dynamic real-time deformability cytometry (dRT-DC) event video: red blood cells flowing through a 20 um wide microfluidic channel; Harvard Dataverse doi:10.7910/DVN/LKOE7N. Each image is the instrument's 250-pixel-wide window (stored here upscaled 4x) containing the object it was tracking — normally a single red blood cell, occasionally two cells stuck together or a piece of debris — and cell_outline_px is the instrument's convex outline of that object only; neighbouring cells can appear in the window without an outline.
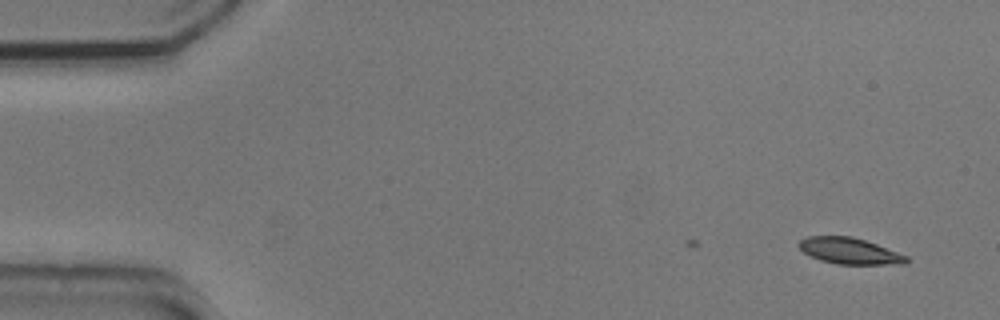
{"species": "common noctule bat (a hibernating species)", "species_latin": "Nyctalus noctula", "temperature_condition": "cold", "stored_images_in_passage": 6, "camera_frame_rate_fps": 3000, "um_per_image_px": 0.085, "animal": {"sex": "male", "body_mass_g": 20.5, "forearm_length_mm": 52.5}, "frame": {"image": 1, "passage_image": 6, "time_ms": 1.667, "image_size_px": [1000, 320], "cell_outline_px": [[908, 260], [904, 264], [836, 264], [820, 260], [804, 252], [796, 244], [800, 240], [808, 236], [852, 236], [876, 244], [908, 256]], "centroid_in_image_um": [72.19, 21.33], "position_along_channel_um": 12.8, "area_um2": 16.3}}